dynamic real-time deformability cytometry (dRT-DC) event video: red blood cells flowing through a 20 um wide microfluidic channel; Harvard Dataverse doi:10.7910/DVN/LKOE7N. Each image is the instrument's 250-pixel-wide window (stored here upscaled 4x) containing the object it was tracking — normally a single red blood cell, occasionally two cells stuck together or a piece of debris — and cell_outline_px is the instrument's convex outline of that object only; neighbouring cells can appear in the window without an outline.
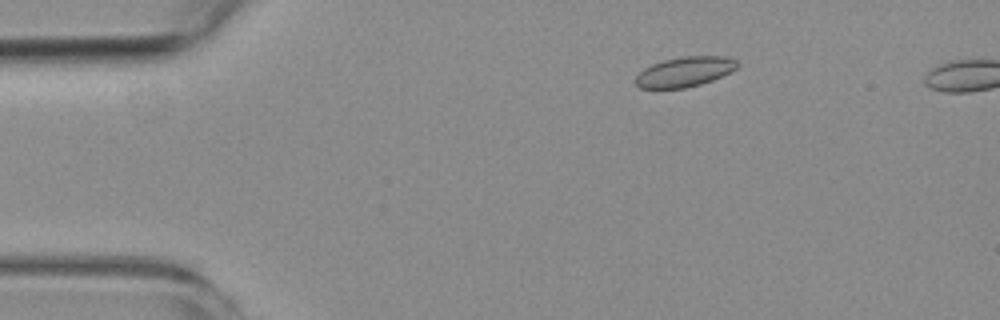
{"species": "common noctule bat (a hibernating species)", "species_latin": "Nyctalus noctula", "temperature_condition": "room temperature", "stored_images_in_passage": 3, "camera_frame_rate_fps": 3000, "um_per_image_px": 0.085, "animal": {"sex": "female", "body_mass_g": 19.3, "forearm_length_mm": 54.1}, "frame": {"image": 1, "passage_image": 1, "time_ms": 0.0, "image_size_px": [1000, 320], "cell_outline_px": [[740, 64], [736, 68], [712, 80], [700, 84], [684, 88], [640, 88], [636, 84], [636, 76], [644, 68], [652, 64], [664, 60], [684, 56], [724, 56], [736, 60]], "centroid_in_image_um": [58.19, 6.09], "position_along_channel_um": 26.8, "area_um2": 17.51}}